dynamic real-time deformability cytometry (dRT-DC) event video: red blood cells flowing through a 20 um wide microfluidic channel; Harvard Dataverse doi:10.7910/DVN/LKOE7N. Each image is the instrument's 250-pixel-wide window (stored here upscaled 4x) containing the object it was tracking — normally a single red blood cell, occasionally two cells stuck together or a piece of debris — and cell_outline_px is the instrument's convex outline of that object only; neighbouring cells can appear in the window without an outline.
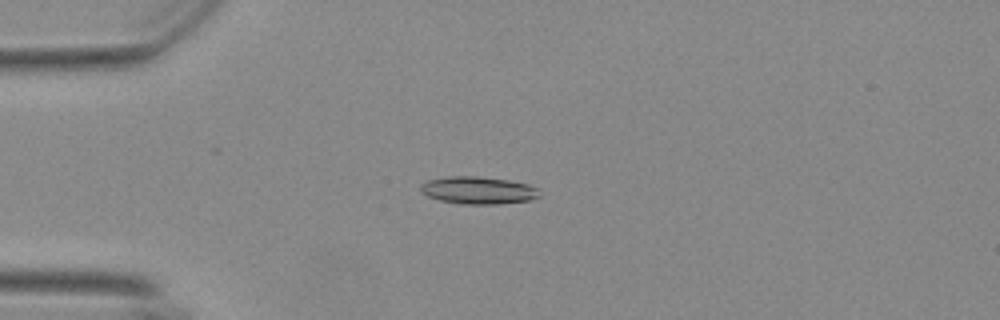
{"species": "Egyptian fruit bat (a non-hibernating species)", "species_latin": "Rousettus aegyptiacus", "temperature_condition": "warm", "stored_images_in_passage": 55, "camera_frame_rate_fps": 3000, "um_per_image_px": 0.085, "animal": {"sex": "female"}, "frame": {"image": 1, "passage_image": 14, "time_ms": 4.333, "image_size_px": [1000, 320], "cell_outline_px": [[540, 196], [528, 200], [496, 204], [460, 204], [440, 200], [428, 196], [420, 192], [420, 184], [428, 180], [448, 176], [476, 176], [508, 180], [528, 184], [536, 188]], "centroid_in_image_um": [40.59, 16.17], "position_along_channel_um": 44.4, "area_um2": 18.9}}
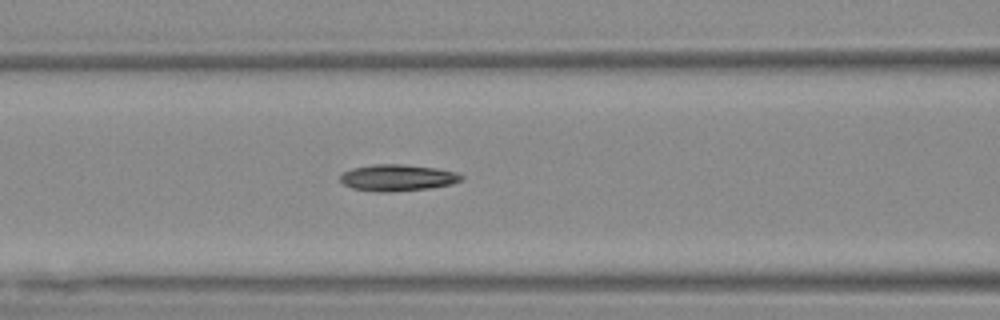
{"frame": {"image": 2, "passage_image": 23, "time_ms": 7.333, "image_size_px": [1000, 320], "cell_outline_px": [[464, 180], [452, 184], [428, 188], [388, 192], [380, 192], [352, 188], [344, 184], [340, 180], [340, 176], [344, 172], [352, 168], [372, 164], [400, 164], [436, 168], [456, 172], [464, 176]], "centroid_in_image_um": [33.81, 15.1], "position_along_channel_um": 132.8, "area_um2": 18.67}}
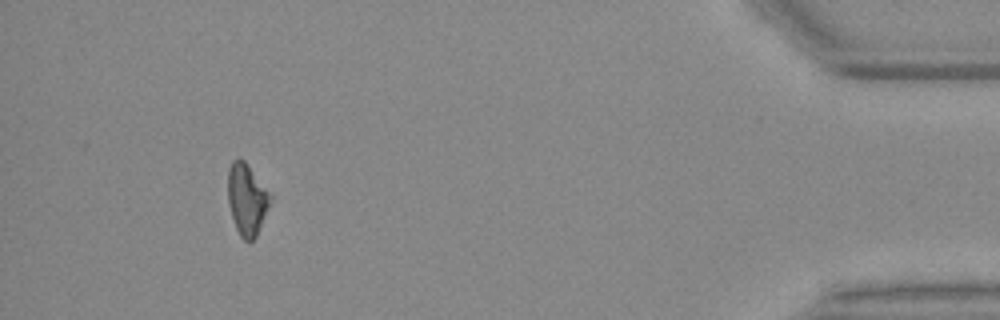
{"frame": {"image": 3, "passage_image": 51, "time_ms": 16.667, "image_size_px": [1000, 320], "cell_outline_px": [[272, 196], [256, 236], [252, 240], [244, 240], [240, 236], [236, 228], [228, 204], [228, 168], [232, 160], [244, 160]], "centroid_in_image_um": [20.95, 16.93], "position_along_channel_um": 414.2, "area_um2": 17.17}, "authors_computed_cell_mechanics": {"area_um2": 18.0336, "velocity_mm_per_s": 3.6961, "shape_relaxation_time_tau1_ms": null, "shape_relaxation_time_tau2_ms": 7.1196, "deformation_change_tau1": null, "deformation_change_tau2": 0.1577}}